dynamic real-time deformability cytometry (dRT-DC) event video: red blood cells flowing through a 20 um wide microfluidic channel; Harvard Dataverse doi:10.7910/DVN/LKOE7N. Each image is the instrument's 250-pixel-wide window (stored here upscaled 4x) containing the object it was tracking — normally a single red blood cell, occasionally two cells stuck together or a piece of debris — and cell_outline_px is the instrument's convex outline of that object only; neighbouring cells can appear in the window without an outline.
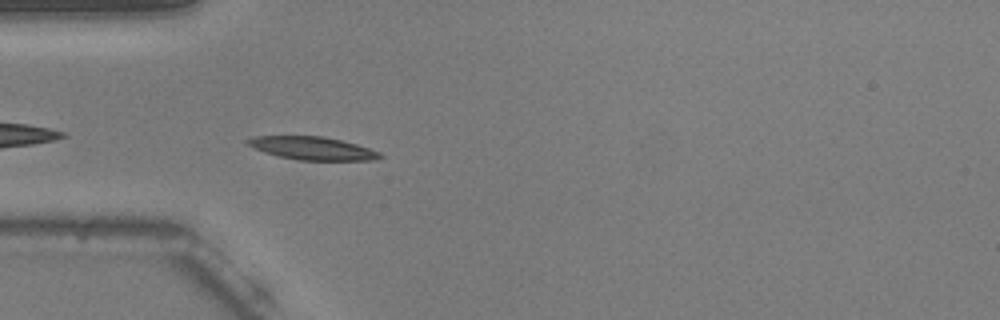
{"species": "common noctule bat (a hibernating species)", "species_latin": "Nyctalus noctula", "temperature_condition": "warm", "stored_images_in_passage": 32, "camera_frame_rate_fps": 3000, "um_per_image_px": 0.085, "animal": {"sex": "male", "body_mass_g": 20.5, "forearm_length_mm": 52.5}, "frame": {"image": 1, "passage_image": 3, "time_ms": 0.667, "image_size_px": [1000, 320], "cell_outline_px": [[384, 156], [376, 160], [300, 160], [276, 156], [264, 152], [248, 144], [244, 140], [252, 136], [324, 136], [356, 144], [380, 152]], "centroid_in_image_um": [26.55, 12.6], "position_along_channel_um": 58.4, "area_um2": 17.74}}
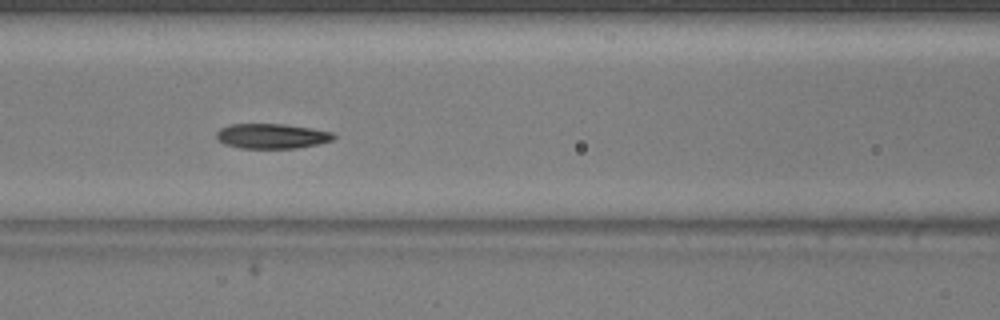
{"frame": {"image": 2, "passage_image": 10, "time_ms": 3.0, "image_size_px": [1000, 320], "cell_outline_px": [[336, 136], [332, 140], [316, 144], [296, 148], [240, 148], [224, 144], [216, 136], [216, 132], [220, 128], [232, 124], [284, 124], [312, 128], [332, 132]], "centroid_in_image_um": [23.1, 11.56], "position_along_channel_um": 143.5, "area_um2": 16.94}}
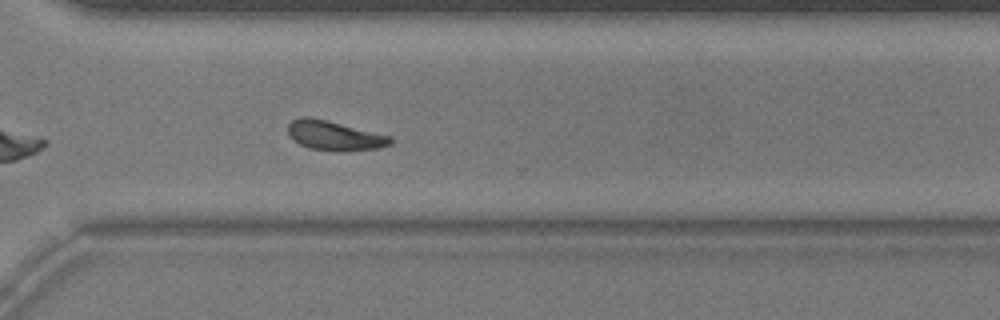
{"frame": {"image": 3, "passage_image": 26, "time_ms": 8.333, "image_size_px": [1000, 320], "cell_outline_px": [[392, 144], [380, 148], [340, 152], [336, 152], [308, 148], [300, 144], [288, 132], [288, 124], [292, 120], [300, 116], [308, 116], [328, 120], [392, 136]], "centroid_in_image_um": [28.46, 11.53], "position_along_channel_um": 342.1, "area_um2": 17.86}}